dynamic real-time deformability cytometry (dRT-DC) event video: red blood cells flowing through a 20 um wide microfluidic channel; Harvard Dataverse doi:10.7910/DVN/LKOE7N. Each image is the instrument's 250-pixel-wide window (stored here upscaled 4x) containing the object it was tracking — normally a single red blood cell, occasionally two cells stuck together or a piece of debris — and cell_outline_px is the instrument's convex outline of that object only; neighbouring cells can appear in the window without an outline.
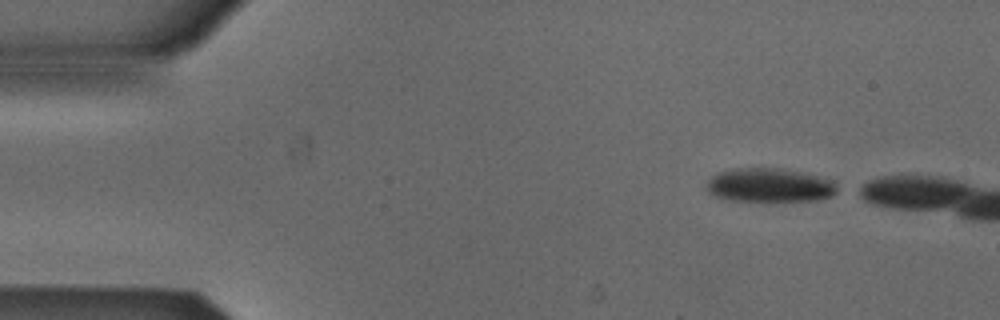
{"species": "Egyptian fruit bat (a non-hibernating species)", "species_latin": "Rousettus aegyptiacus", "temperature_condition": "cold", "stored_images_in_passage": 37, "camera_frame_rate_fps": 3000, "um_per_image_px": 0.085, "animal": {"sex": "male"}, "frame": {"image": 1, "passage_image": 1, "time_ms": 0.0, "image_size_px": [1000, 320], "cell_outline_px": [[836, 192], [832, 196], [816, 200], [764, 204], [724, 200], [712, 196], [704, 188], [704, 184], [716, 172], [732, 168], [780, 168], [816, 176], [832, 180], [836, 184]], "centroid_in_image_um": [65.3, 15.8], "position_along_channel_um": 19.7, "area_um2": 27.11}}
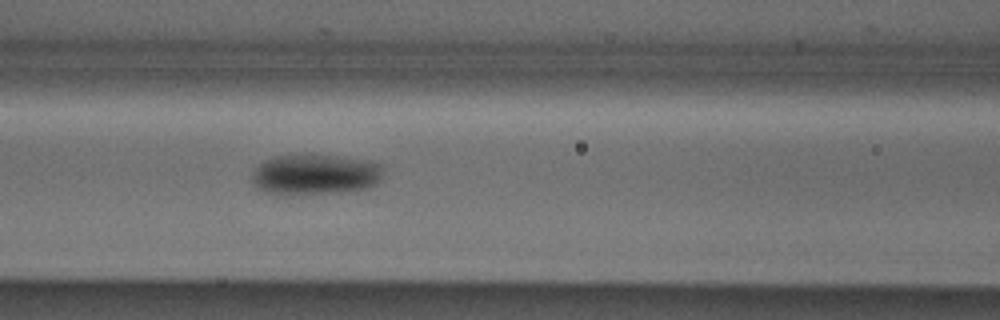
{"frame": {"image": 2, "passage_image": 17, "time_ms": 5.333, "image_size_px": [1000, 320], "cell_outline_px": [[384, 168], [380, 180], [376, 184], [368, 188], [336, 192], [280, 196], [264, 192], [256, 188], [252, 180], [252, 176], [256, 168], [260, 164], [276, 156], [308, 152], [372, 160], [380, 164]], "centroid_in_image_um": [26.8, 14.81], "position_along_channel_um": 139.8, "area_um2": 32.02}}
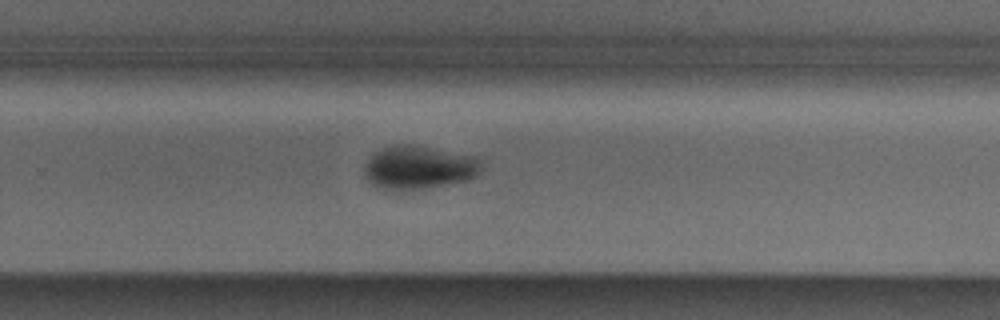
{"frame": {"image": 3, "passage_image": 29, "time_ms": 9.333, "image_size_px": [1000, 320], "cell_outline_px": [[480, 172], [476, 176], [468, 180], [416, 188], [384, 188], [372, 184], [364, 176], [364, 164], [376, 152], [392, 144], [416, 144], [476, 156], [480, 160]], "centroid_in_image_um": [35.61, 14.18], "position_along_channel_um": 294.2, "area_um2": 29.07}, "authors_computed_cell_mechanics": {"area_um2": 28.9578, "velocity_mm_per_s": 3.875, "shape_relaxation_time_tau1_ms": 3.4688, "shape_relaxation_time_tau2_ms": null, "deformation_change_tau1": 0.0961, "deformation_change_tau2": null}}